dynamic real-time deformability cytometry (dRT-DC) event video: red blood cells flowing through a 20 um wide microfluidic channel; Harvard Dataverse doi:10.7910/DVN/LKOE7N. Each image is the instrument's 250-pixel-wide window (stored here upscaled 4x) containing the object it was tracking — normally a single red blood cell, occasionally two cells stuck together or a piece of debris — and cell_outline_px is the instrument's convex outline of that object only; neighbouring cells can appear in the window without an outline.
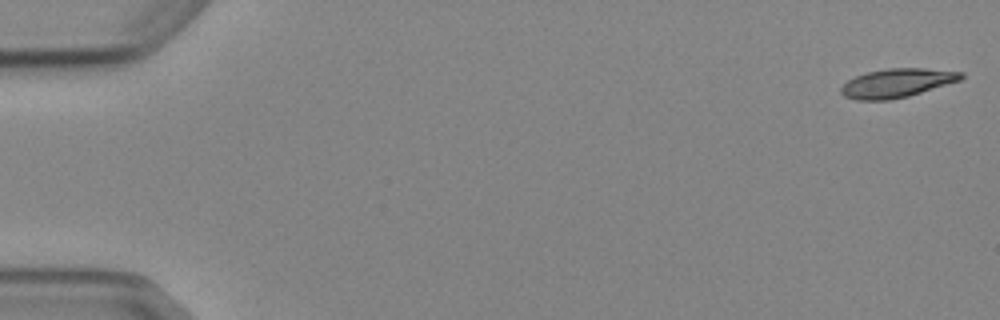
{"species": "Egyptian fruit bat (a non-hibernating species)", "species_latin": "Rousettus aegyptiacus", "temperature_condition": "cold", "stored_images_in_passage": 5, "camera_frame_rate_fps": 3000, "um_per_image_px": 0.085, "animal": {"sex": "female"}, "frame": {"image": 1, "passage_image": 1, "time_ms": 0.0, "image_size_px": [1000, 320], "cell_outline_px": [[964, 76], [960, 80], [908, 96], [888, 100], [856, 100], [844, 96], [840, 92], [840, 88], [848, 80], [856, 76], [868, 72], [888, 68], [924, 68], [964, 72]], "centroid_in_image_um": [76.23, 7.05], "position_along_channel_um": 8.8, "area_um2": 20.0}}
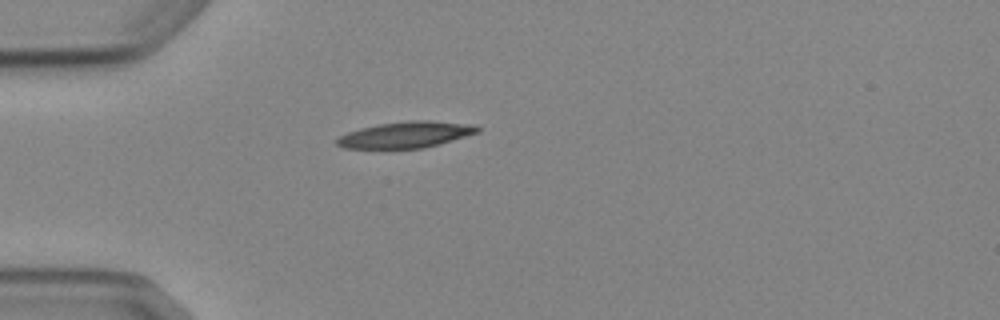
{"frame": {"image": 2, "passage_image": 5, "time_ms": 4.667, "image_size_px": [1000, 320], "cell_outline_px": [[480, 132], [440, 144], [424, 148], [344, 148], [336, 144], [336, 140], [340, 136], [348, 132], [360, 128], [380, 124], [408, 120], [432, 120], [472, 124], [480, 128]], "centroid_in_image_um": [34.54, 11.44], "position_along_channel_um": 50.5, "area_um2": 21.5}}